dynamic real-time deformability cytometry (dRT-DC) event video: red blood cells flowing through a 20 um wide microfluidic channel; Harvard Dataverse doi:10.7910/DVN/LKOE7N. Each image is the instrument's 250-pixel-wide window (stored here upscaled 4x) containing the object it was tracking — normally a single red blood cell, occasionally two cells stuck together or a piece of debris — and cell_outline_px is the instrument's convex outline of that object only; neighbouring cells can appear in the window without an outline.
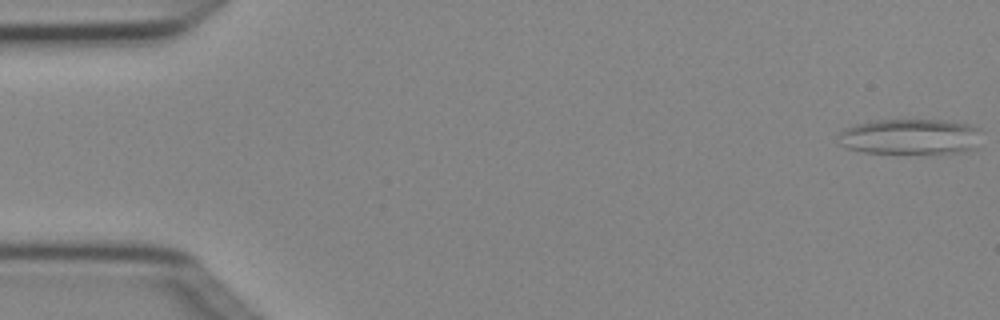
{"species": "Egyptian fruit bat (a non-hibernating species)", "species_latin": "Rousettus aegyptiacus", "temperature_condition": "cold", "stored_images_in_passage": 5, "segment_of_instrument_passage": [2, 2], "camera_frame_rate_fps": 3000, "um_per_image_px": 0.085, "animal": {"sex": "female"}, "frame": {"image": 1, "passage_image": 5, "time_ms": 1.333, "image_size_px": [1000, 320], "cell_outline_px": [[980, 128], [976, 148], [964, 152], [940, 156], [924, 156], [864, 152], [848, 148], [840, 144], [840, 132], [844, 128], [852, 124], [872, 120], [944, 120], [968, 124]], "centroid_in_image_um": [77.41, 11.67], "position_along_channel_um": 7.6, "area_um2": 31.1}}